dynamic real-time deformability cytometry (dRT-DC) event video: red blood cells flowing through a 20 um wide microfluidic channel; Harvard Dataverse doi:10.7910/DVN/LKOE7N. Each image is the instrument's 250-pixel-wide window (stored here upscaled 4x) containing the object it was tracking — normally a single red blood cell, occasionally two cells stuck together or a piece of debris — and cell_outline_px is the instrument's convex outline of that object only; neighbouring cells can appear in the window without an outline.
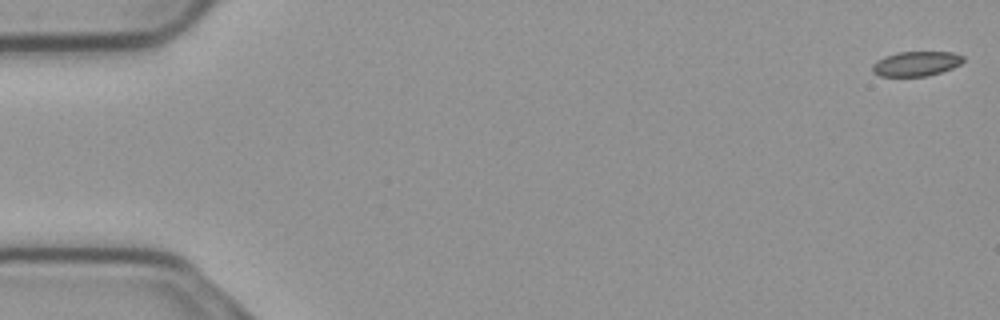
{"species": "common noctule bat (a hibernating species)", "species_latin": "Nyctalus noctula", "temperature_condition": "cold", "stored_images_in_passage": 56, "camera_frame_rate_fps": 3000, "um_per_image_px": 0.085, "animal": {"sex": "male", "body_mass_g": 23.1, "forearm_length_mm": 52.7}, "frame": {"image": 1, "passage_image": 1, "time_ms": 0.0, "image_size_px": [1000, 320], "cell_outline_px": [[964, 60], [960, 64], [952, 68], [928, 76], [880, 76], [872, 72], [872, 64], [876, 60], [884, 56], [896, 52], [952, 52], [964, 56]], "centroid_in_image_um": [77.84, 5.41], "position_along_channel_um": 7.2, "area_um2": 13.18}}
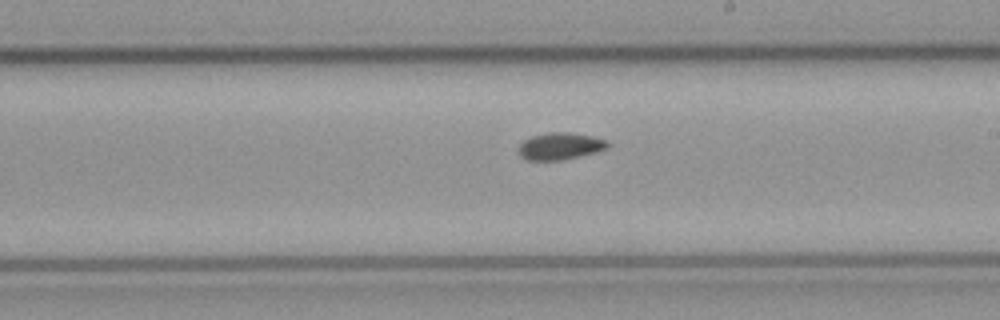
{"frame": {"image": 2, "passage_image": 32, "time_ms": 10.333, "image_size_px": [1000, 320], "cell_outline_px": [[612, 144], [608, 148], [596, 152], [560, 160], [528, 160], [520, 156], [520, 144], [524, 140], [532, 136], [548, 132], [572, 132], [592, 136], [608, 140]], "centroid_in_image_um": [47.67, 12.41], "position_along_channel_um": 241.3, "area_um2": 14.05}}
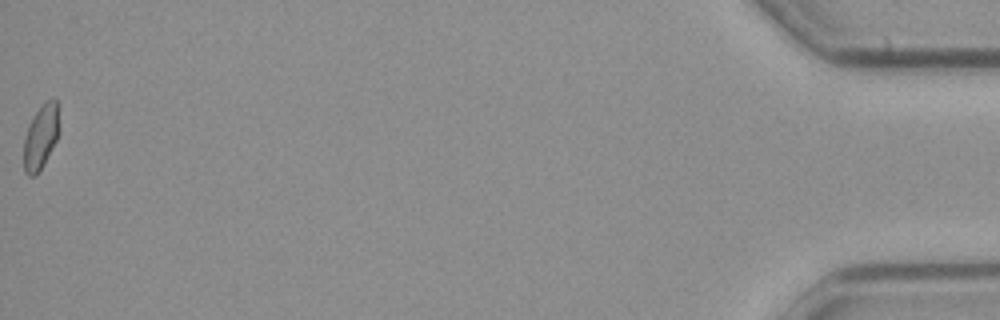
{"frame": {"image": 3, "passage_image": 56, "time_ms": 18.333, "image_size_px": [1000, 320], "cell_outline_px": [[56, 140], [44, 164], [36, 176], [28, 176], [24, 172], [24, 140], [28, 128], [36, 112], [44, 100], [56, 100]], "centroid_in_image_um": [3.41, 11.72], "position_along_channel_um": 431.8, "area_um2": 12.6}, "authors_computed_cell_mechanics": {"area_um2": 13.7564, "velocity_mm_per_s": 3.7016, "shape_relaxation_time_tau1_ms": null, "shape_relaxation_time_tau2_ms": 3.9801, "deformation_change_tau1": null, "deformation_change_tau2": 0.0586}}